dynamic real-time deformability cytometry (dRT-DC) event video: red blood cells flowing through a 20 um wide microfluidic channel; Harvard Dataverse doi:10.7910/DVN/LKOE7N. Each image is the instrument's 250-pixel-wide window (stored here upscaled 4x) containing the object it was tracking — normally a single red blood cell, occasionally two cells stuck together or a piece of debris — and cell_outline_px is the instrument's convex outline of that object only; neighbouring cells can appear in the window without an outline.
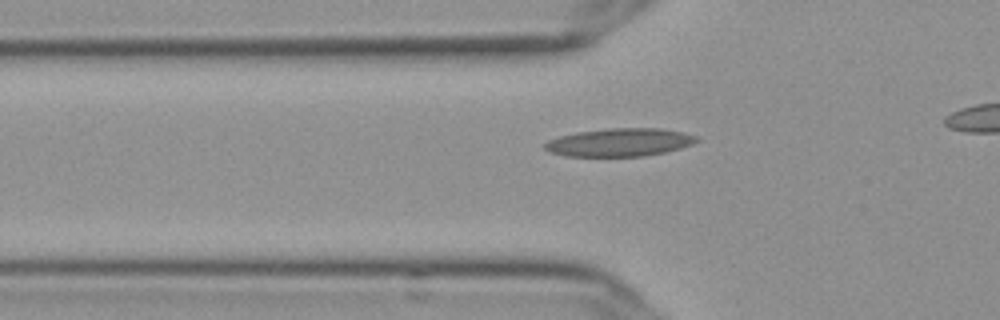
{"species": "Egyptian fruit bat (a non-hibernating species)", "species_latin": "Rousettus aegyptiacus", "temperature_condition": "cold", "stored_images_in_passage": 32, "camera_frame_rate_fps": 3000, "um_per_image_px": 0.085, "frame": {"image": 1, "passage_image": 2, "time_ms": 0.333, "image_size_px": [1000, 320], "cell_outline_px": [[700, 140], [692, 144], [680, 148], [664, 152], [644, 156], [564, 156], [548, 152], [544, 148], [544, 144], [548, 140], [560, 136], [576, 132], [608, 128], [660, 128], [684, 132], [700, 136]], "centroid_in_image_um": [52.68, 12.09], "position_along_channel_um": 73.1, "area_um2": 25.03}}
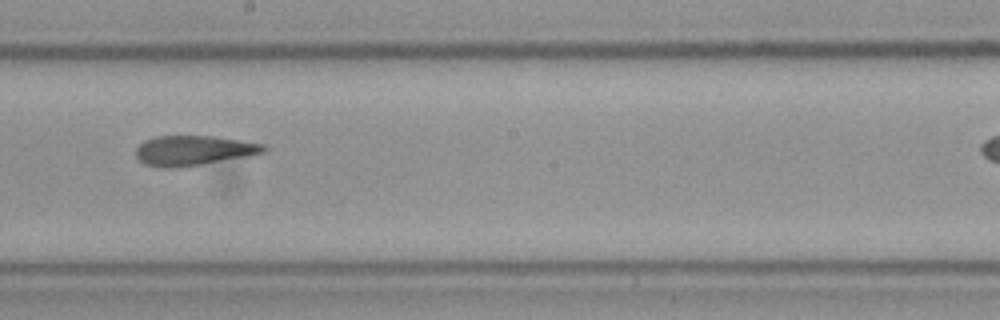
{"frame": {"image": 2, "passage_image": 15, "time_ms": 4.667, "image_size_px": [1000, 320], "cell_outline_px": [[268, 148], [264, 152], [248, 156], [176, 168], [160, 168], [144, 164], [136, 156], [136, 148], [144, 140], [156, 136], [216, 136], [264, 144]], "centroid_in_image_um": [16.43, 12.79], "position_along_channel_um": 231.8, "area_um2": 22.25}}
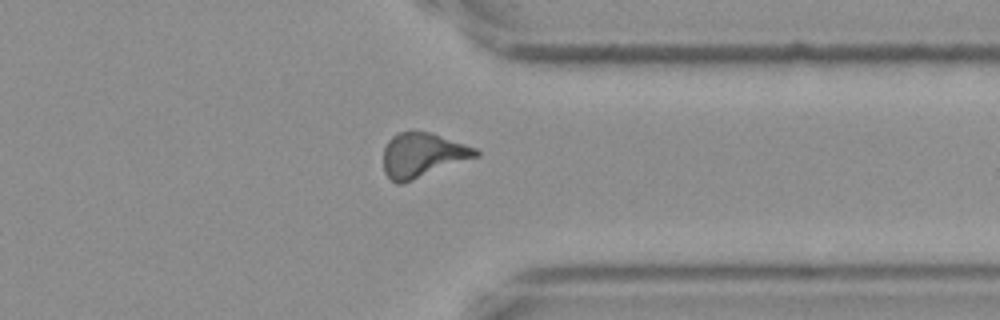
{"frame": {"image": 3, "passage_image": 27, "time_ms": 8.667, "image_size_px": [1000, 320], "cell_outline_px": [[480, 156], [412, 180], [400, 184], [396, 184], [384, 172], [384, 148], [388, 140], [396, 132], [428, 132], [476, 148], [480, 152]], "centroid_in_image_um": [35.91, 13.19], "position_along_channel_um": 375.5, "area_um2": 23.64}}